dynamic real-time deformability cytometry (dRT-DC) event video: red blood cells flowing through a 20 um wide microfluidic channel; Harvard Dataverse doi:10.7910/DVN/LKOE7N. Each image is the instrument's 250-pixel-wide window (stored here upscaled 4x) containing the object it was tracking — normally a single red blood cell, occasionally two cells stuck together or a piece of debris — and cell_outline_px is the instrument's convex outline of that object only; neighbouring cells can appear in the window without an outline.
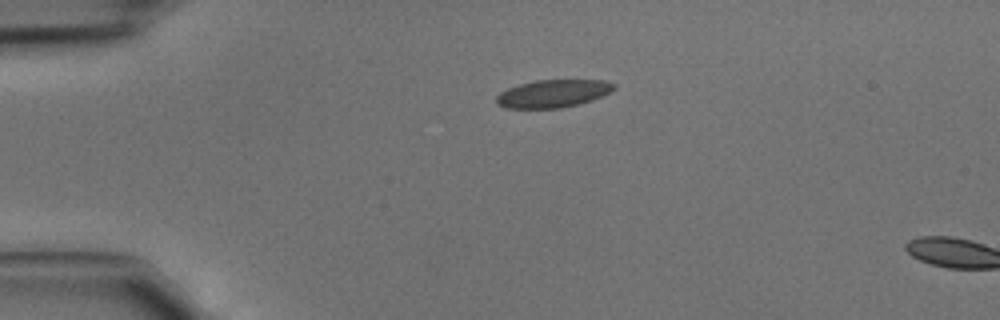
{"species": "common noctule bat (a hibernating species)", "species_latin": "Nyctalus noctula", "temperature_condition": "cold", "stored_images_in_passage": 3, "camera_frame_rate_fps": 3000, "um_per_image_px": 0.085, "animal": {"sex": "male", "body_mass_g": 15.6}, "frame": {"image": 1, "passage_image": 1, "time_ms": 0.0, "image_size_px": [1000, 320], "cell_outline_px": [[616, 88], [592, 100], [560, 108], [508, 108], [496, 104], [496, 96], [500, 92], [508, 88], [520, 84], [536, 80], [608, 80], [616, 84]], "centroid_in_image_um": [47.0, 7.94], "position_along_channel_um": 38.0, "area_um2": 18.9}}